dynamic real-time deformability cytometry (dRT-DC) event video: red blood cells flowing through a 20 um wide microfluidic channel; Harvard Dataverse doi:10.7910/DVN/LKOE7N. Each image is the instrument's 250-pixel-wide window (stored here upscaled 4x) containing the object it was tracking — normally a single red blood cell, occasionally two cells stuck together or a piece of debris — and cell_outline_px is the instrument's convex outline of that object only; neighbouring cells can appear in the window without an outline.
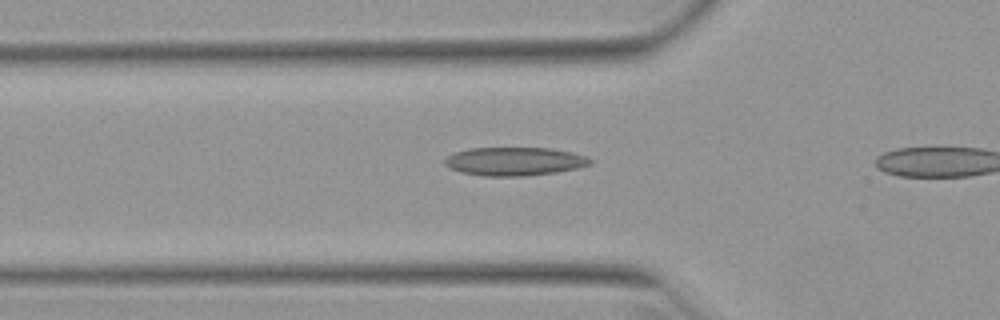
{"species": "Egyptian fruit bat (a non-hibernating species)", "species_latin": "Rousettus aegyptiacus", "temperature_condition": "warm", "stored_images_in_passage": 6, "camera_frame_rate_fps": 3000, "um_per_image_px": 0.085, "animal": {"sex": "female"}, "frame": {"image": 1, "passage_image": 5, "time_ms": 1.333, "image_size_px": [1000, 320], "cell_outline_px": [[592, 164], [576, 168], [556, 172], [524, 176], [484, 176], [460, 172], [448, 168], [444, 164], [444, 160], [448, 156], [456, 152], [468, 148], [552, 148], [572, 152], [584, 156], [592, 160]], "centroid_in_image_um": [43.7, 13.72], "position_along_channel_um": 82.1, "area_um2": 24.1}}